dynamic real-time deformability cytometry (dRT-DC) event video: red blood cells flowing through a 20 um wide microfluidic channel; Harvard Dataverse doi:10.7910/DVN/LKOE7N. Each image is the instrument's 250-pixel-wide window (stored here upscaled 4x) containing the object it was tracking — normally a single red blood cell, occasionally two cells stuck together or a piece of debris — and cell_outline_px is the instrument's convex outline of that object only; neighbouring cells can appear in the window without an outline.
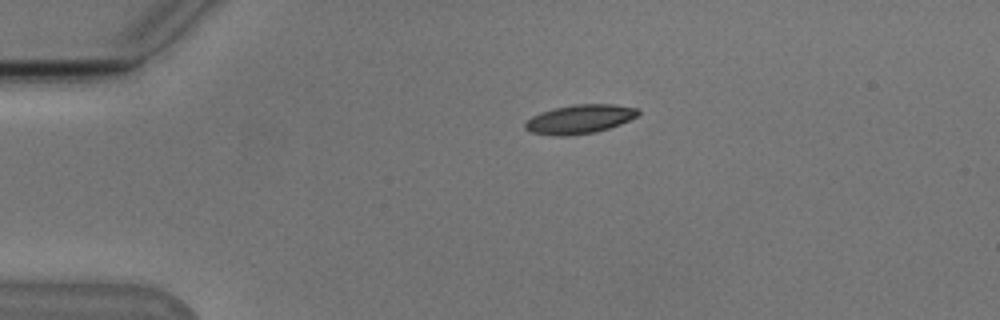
{"species": "Egyptian fruit bat (a non-hibernating species)", "species_latin": "Rousettus aegyptiacus", "temperature_condition": "cold", "stored_images_in_passage": 43, "camera_frame_rate_fps": 3000, "um_per_image_px": 0.085, "animal": {"sex": "male"}, "frame": {"image": 1, "passage_image": 1, "time_ms": 0.0, "image_size_px": [1000, 320], "cell_outline_px": [[640, 112], [636, 116], [620, 124], [596, 132], [568, 136], [556, 136], [528, 132], [524, 128], [524, 124], [532, 116], [540, 112], [556, 108], [576, 104], [616, 104], [640, 108]], "centroid_in_image_um": [49.27, 10.13], "position_along_channel_um": 35.7, "area_um2": 19.13}}
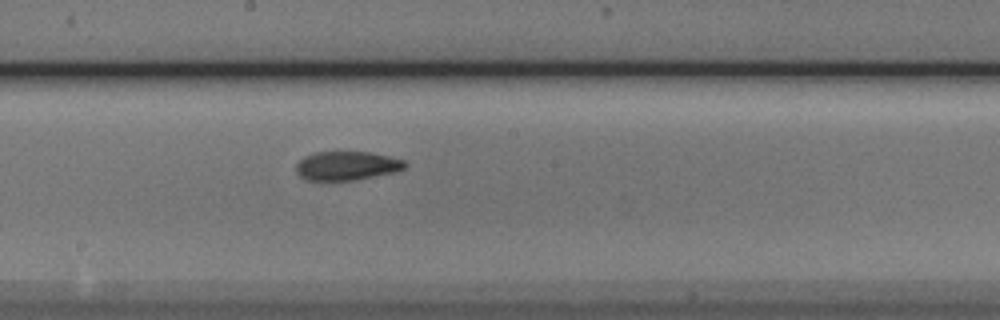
{"frame": {"image": 2, "passage_image": 19, "time_ms": 6.0, "image_size_px": [1000, 320], "cell_outline_px": [[408, 164], [404, 168], [392, 172], [356, 180], [304, 180], [296, 172], [296, 164], [304, 156], [316, 152], [368, 152], [388, 156], [404, 160]], "centroid_in_image_um": [29.44, 14.09], "position_along_channel_um": 218.8, "area_um2": 18.21}}
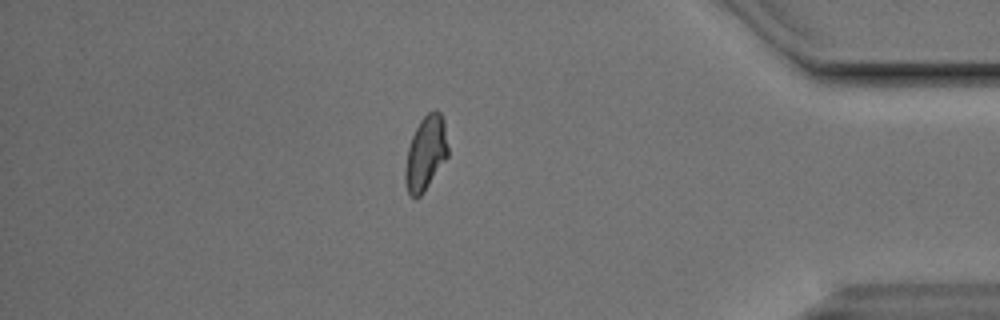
{"frame": {"image": 3, "passage_image": 36, "time_ms": 11.667, "image_size_px": [1000, 320], "cell_outline_px": [[448, 156], [424, 192], [420, 196], [412, 196], [408, 192], [404, 180], [404, 168], [408, 148], [412, 136], [420, 120], [428, 112], [436, 108], [440, 112], [444, 120], [448, 148]], "centroid_in_image_um": [36.18, 13.0], "position_along_channel_um": 399.0, "area_um2": 18.55}, "authors_computed_cell_mechanics": {"area_um2": 18.6116, "velocity_mm_per_s": 3.7785, "shape_relaxation_time_tau1_ms": null, "shape_relaxation_time_tau2_ms": 2.1617, "deformation_change_tau1": null, "deformation_change_tau2": 0.0741}}